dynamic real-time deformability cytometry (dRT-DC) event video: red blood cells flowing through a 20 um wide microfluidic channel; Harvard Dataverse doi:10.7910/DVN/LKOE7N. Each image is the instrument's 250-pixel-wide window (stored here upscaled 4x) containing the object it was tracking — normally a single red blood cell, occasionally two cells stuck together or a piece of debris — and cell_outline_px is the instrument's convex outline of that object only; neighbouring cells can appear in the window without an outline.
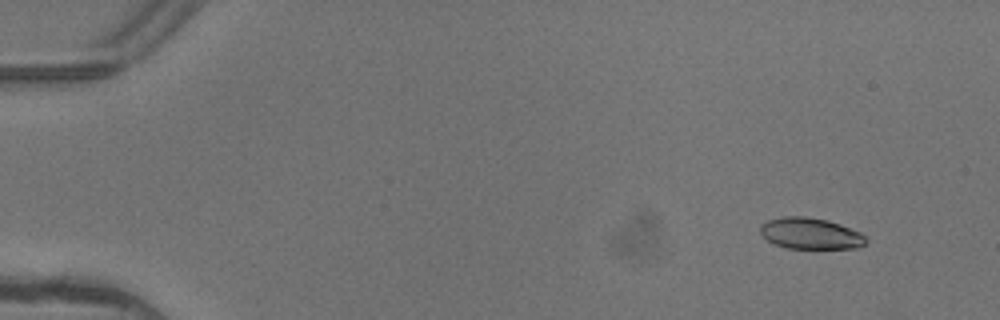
{"species": "common noctule bat (a hibernating species)", "species_latin": "Nyctalus noctula", "temperature_condition": "warm", "stored_images_in_passage": 5, "camera_frame_rate_fps": 3000, "um_per_image_px": 0.085, "animal": {"sex": "female"}, "frame": {"image": 1, "passage_image": 1, "time_ms": 0.0, "image_size_px": [1000, 320], "cell_outline_px": [[868, 240], [860, 248], [788, 248], [776, 244], [768, 240], [760, 232], [760, 224], [768, 220], [784, 216], [804, 216], [828, 220], [840, 224], [860, 232]], "centroid_in_image_um": [68.9, 19.84], "position_along_channel_um": 16.1, "area_um2": 19.19}}
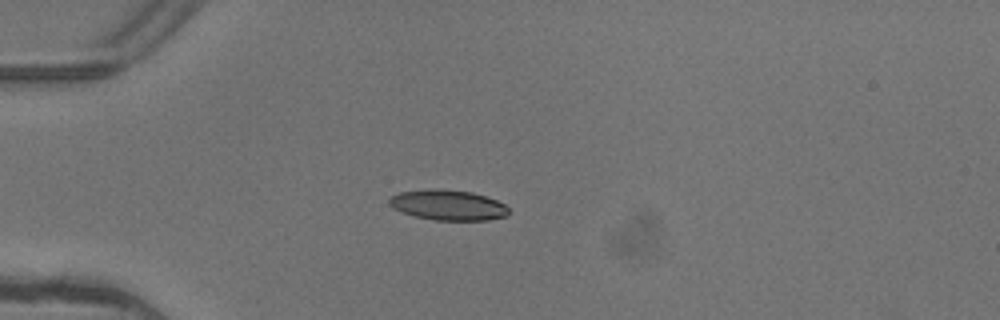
{"frame": {"image": 2, "passage_image": 4, "time_ms": 1.0, "image_size_px": [1000, 320], "cell_outline_px": [[508, 216], [488, 220], [432, 220], [400, 212], [392, 208], [388, 204], [388, 200], [392, 196], [400, 192], [432, 188], [472, 192], [496, 200], [504, 204], [508, 208]], "centroid_in_image_um": [38.05, 17.43], "position_along_channel_um": 46.9, "area_um2": 21.15}}
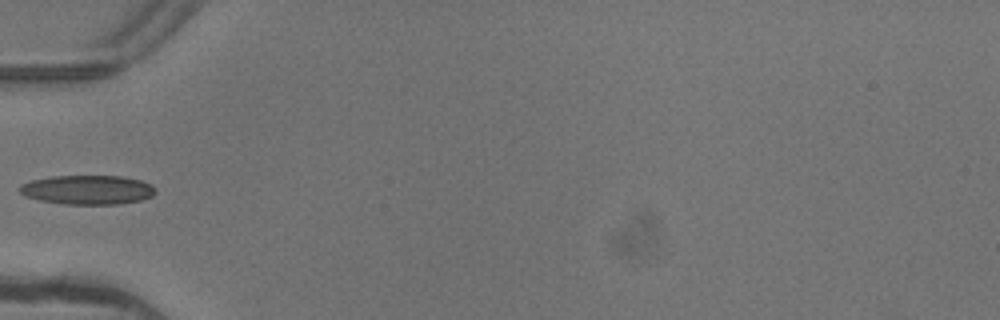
{"frame": {"image": 3, "passage_image": 5, "time_ms": 1.333, "image_size_px": [1000, 320], "cell_outline_px": [[156, 192], [152, 196], [140, 200], [120, 204], [64, 204], [40, 200], [24, 196], [20, 192], [20, 184], [32, 180], [52, 176], [120, 176], [140, 180], [152, 184], [156, 188]], "centroid_in_image_um": [7.46, 16.13], "position_along_channel_um": 77.5, "area_um2": 23.18}}